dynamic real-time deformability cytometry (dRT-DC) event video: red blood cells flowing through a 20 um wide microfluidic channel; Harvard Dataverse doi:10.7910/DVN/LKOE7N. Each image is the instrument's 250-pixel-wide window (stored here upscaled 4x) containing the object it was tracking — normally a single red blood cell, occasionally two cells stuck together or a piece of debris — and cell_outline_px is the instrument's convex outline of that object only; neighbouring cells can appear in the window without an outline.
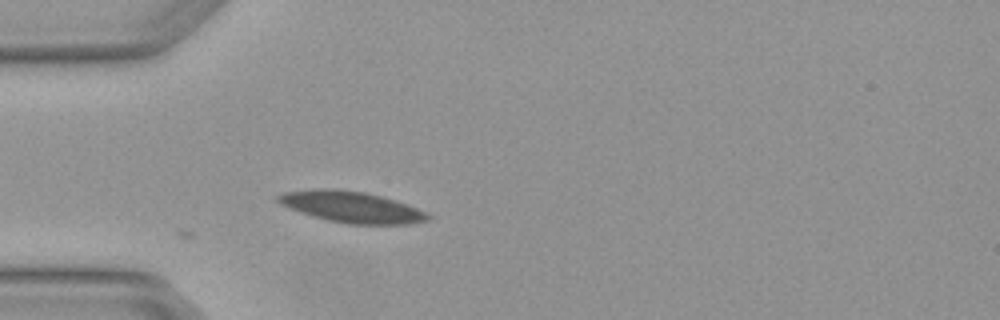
{"species": "Egyptian fruit bat (a non-hibernating species)", "species_latin": "Rousettus aegyptiacus", "temperature_condition": "warm", "stored_images_in_passage": 1, "camera_frame_rate_fps": 3000, "um_per_image_px": 0.085, "animal": {"sex": "female"}, "frame": {"image": 1, "passage_image": 1, "time_ms": 0.0, "image_size_px": [1000, 320], "cell_outline_px": [[432, 216], [428, 220], [412, 224], [348, 224], [328, 220], [312, 216], [288, 208], [280, 204], [276, 200], [276, 196], [284, 192], [320, 188], [324, 188], [364, 192], [380, 196], [408, 204], [428, 212]], "centroid_in_image_um": [29.89, 17.6], "position_along_channel_um": 55.1, "area_um2": 27.22}}